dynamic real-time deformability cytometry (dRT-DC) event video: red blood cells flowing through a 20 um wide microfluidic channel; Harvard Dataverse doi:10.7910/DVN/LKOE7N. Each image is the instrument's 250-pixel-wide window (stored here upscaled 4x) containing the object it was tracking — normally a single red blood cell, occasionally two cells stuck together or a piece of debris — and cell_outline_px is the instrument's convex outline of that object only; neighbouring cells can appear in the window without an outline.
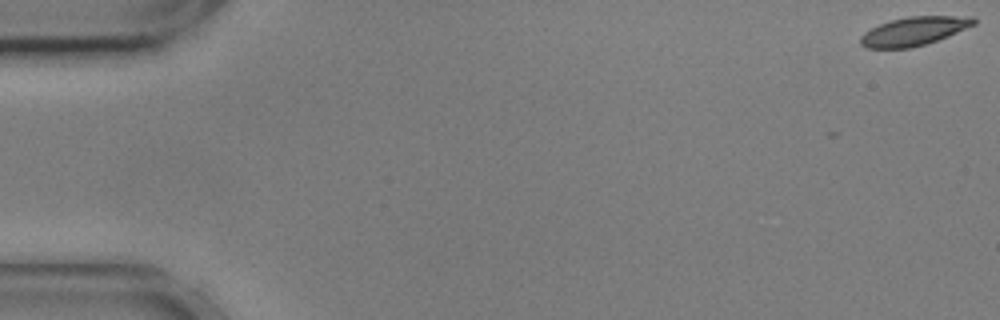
{"species": "common noctule bat (a hibernating species)", "species_latin": "Nyctalus noctula", "temperature_condition": "cold", "stored_images_in_passage": 11, "camera_frame_rate_fps": 3000, "um_per_image_px": 0.085, "animal": {"sex": "male", "body_mass_g": 17.9, "forearm_length_mm": 54.2}, "frame": {"image": 1, "passage_image": 1, "time_ms": 0.0, "image_size_px": [1000, 320], "cell_outline_px": [[976, 24], [948, 36], [912, 48], [868, 48], [860, 44], [860, 36], [864, 32], [880, 24], [892, 20], [908, 16], [972, 16], [976, 20]], "centroid_in_image_um": [77.69, 2.65], "position_along_channel_um": 7.3, "area_um2": 18.79}}